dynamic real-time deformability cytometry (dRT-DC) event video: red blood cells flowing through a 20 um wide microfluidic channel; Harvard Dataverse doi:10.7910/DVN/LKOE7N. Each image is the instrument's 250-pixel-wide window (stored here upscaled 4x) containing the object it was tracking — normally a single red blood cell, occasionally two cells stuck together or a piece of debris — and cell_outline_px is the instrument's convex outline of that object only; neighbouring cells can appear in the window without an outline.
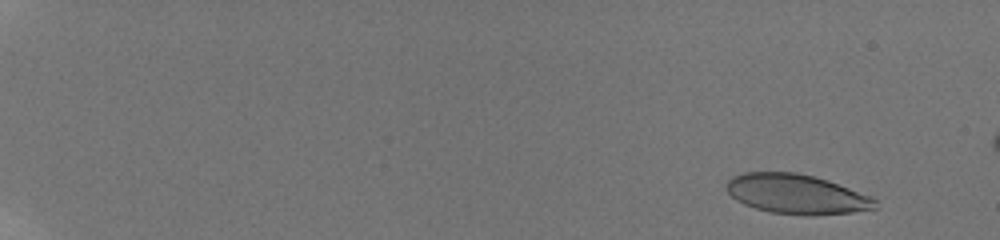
{"species": "human", "species_latin": "Homo sapiens", "temperature_condition": "room temperature", "stored_images_in_passage": 40, "camera_frame_rate_fps": 3000, "um_per_image_px": 0.085, "donor": {"sex": "male"}, "frame": {"image": 1, "passage_image": 4, "time_ms": 1.0, "image_size_px": [1000, 240], "cell_outline_px": [[880, 208], [852, 212], [816, 216], [804, 216], [772, 212], [756, 208], [744, 204], [736, 200], [724, 188], [728, 180], [732, 176], [744, 172], [796, 172], [816, 176], [828, 180], [872, 196], [876, 200]], "centroid_in_image_um": [67.73, 16.5], "position_along_channel_um": 17.3, "area_um2": 34.85}}
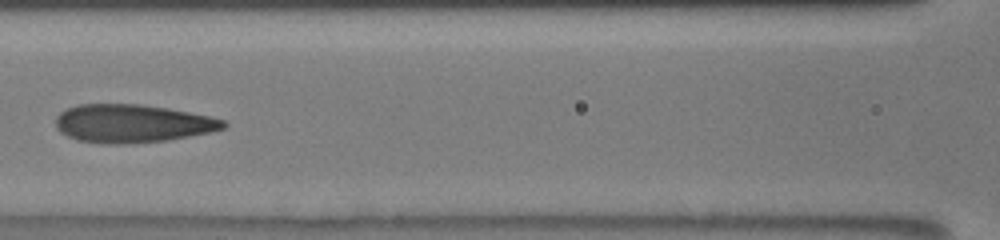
{"frame": {"image": 2, "passage_image": 20, "time_ms": 9.667, "image_size_px": [1000, 240], "cell_outline_px": [[228, 124], [224, 128], [208, 132], [168, 140], [124, 144], [100, 144], [76, 140], [60, 132], [56, 128], [56, 116], [60, 112], [76, 104], [140, 104], [168, 108], [208, 116], [224, 120]], "centroid_in_image_um": [11.19, 10.5], "position_along_channel_um": 155.4, "area_um2": 37.34}}
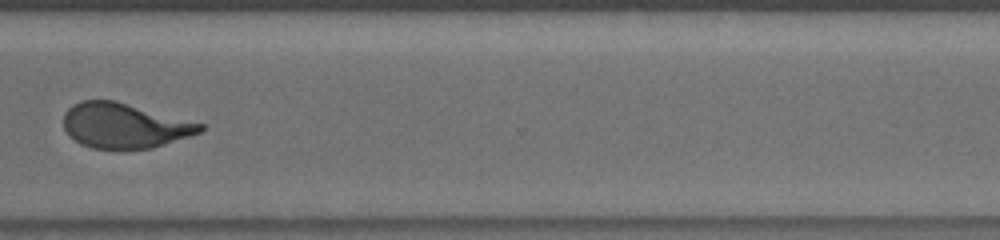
{"frame": {"image": 3, "passage_image": 33, "time_ms": 15.0, "image_size_px": [1000, 240], "cell_outline_px": [[204, 128], [200, 132], [152, 148], [92, 148], [80, 144], [68, 136], [64, 128], [64, 112], [72, 104], [80, 100], [116, 100], [204, 124]], "centroid_in_image_um": [10.52, 10.66], "position_along_channel_um": 360.1, "area_um2": 35.72}, "authors_computed_cell_mechanics": {"area_um2": 36.0383, "velocity_mm_per_s": 3.8364, "shape_relaxation_time_tau1_ms": 4.383, "shape_relaxation_time_tau2_ms": 1.0201, "deformation_change_tau1": 0.1787, "deformation_change_tau2": 0.0739}}